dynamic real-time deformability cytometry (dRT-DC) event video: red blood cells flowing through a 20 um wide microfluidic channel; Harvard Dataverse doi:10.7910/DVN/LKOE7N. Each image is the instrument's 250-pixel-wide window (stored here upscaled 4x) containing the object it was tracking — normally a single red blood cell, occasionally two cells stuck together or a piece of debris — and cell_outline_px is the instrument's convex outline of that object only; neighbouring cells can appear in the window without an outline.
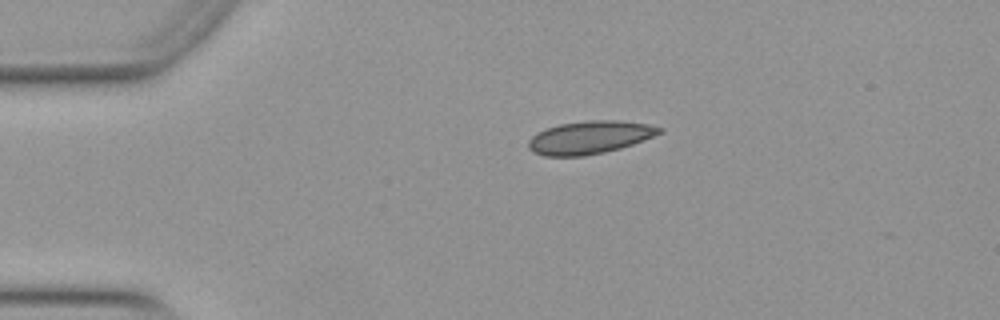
{"species": "Egyptian fruit bat (a non-hibernating species)", "species_latin": "Rousettus aegyptiacus", "temperature_condition": "warm", "stored_images_in_passage": 42, "camera_frame_rate_fps": 3000, "um_per_image_px": 0.085, "animal": {"sex": "female"}, "frame": {"image": 1, "passage_image": 4, "time_ms": 1.0, "image_size_px": [1000, 320], "cell_outline_px": [[664, 132], [632, 144], [620, 148], [604, 152], [584, 156], [544, 156], [532, 152], [528, 148], [528, 140], [532, 136], [548, 128], [560, 124], [588, 120], [616, 120], [648, 124], [664, 128]], "centroid_in_image_um": [50.13, 11.68], "position_along_channel_um": 34.9, "area_um2": 25.03}}
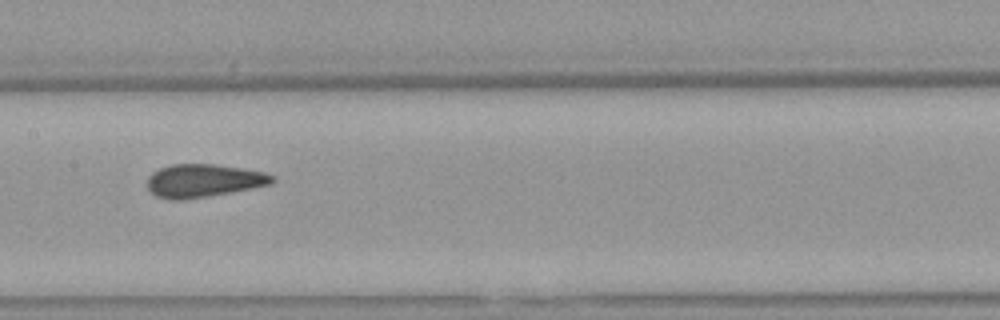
{"frame": {"image": 2, "passage_image": 19, "time_ms": 6.0, "image_size_px": [1000, 320], "cell_outline_px": [[276, 180], [272, 184], [208, 196], [180, 200], [172, 200], [156, 196], [148, 188], [148, 176], [152, 172], [160, 168], [172, 164], [216, 164], [244, 168], [264, 172], [276, 176]], "centroid_in_image_um": [17.32, 15.34], "position_along_channel_um": 190.1, "area_um2": 24.1}}
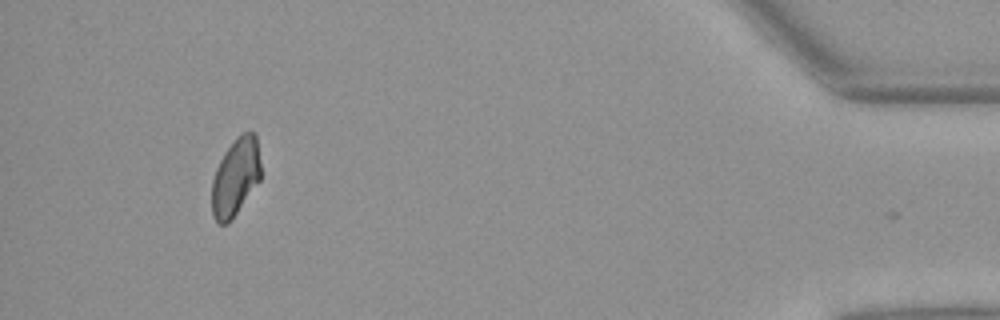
{"frame": {"image": 3, "passage_image": 41, "time_ms": 13.333, "image_size_px": [1000, 320], "cell_outline_px": [[260, 180], [232, 220], [228, 224], [216, 224], [212, 216], [212, 180], [216, 168], [224, 152], [236, 136], [244, 132], [256, 132], [260, 164]], "centroid_in_image_um": [20.01, 15.07], "position_along_channel_um": 415.2, "area_um2": 22.43}, "authors_computed_cell_mechanics": {"area_um2": 24.0737, "velocity_mm_per_s": 3.9751, "shape_relaxation_time_tau1_ms": null, "shape_relaxation_time_tau2_ms": 0.8648, "deformation_change_tau1": null, "deformation_change_tau2": 0.0361}}